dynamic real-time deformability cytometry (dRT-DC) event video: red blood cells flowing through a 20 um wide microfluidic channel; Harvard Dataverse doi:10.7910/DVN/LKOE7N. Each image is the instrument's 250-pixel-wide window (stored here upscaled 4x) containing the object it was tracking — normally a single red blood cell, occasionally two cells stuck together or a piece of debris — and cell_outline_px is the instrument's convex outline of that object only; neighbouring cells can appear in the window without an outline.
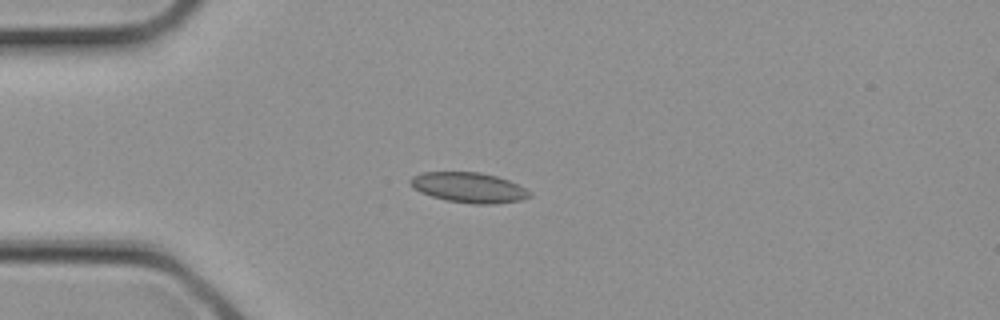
{"species": "common noctule bat (a hibernating species)", "species_latin": "Nyctalus noctula", "temperature_condition": "cold", "stored_images_in_passage": 2, "camera_frame_rate_fps": 3000, "um_per_image_px": 0.085, "animal": {"sex": "female", "body_mass_g": 21.9}, "frame": {"image": 1, "passage_image": 2, "time_ms": 0.333, "image_size_px": [1000, 320], "cell_outline_px": [[532, 196], [520, 200], [496, 204], [472, 204], [444, 200], [420, 192], [412, 188], [408, 184], [408, 180], [412, 176], [420, 172], [480, 172], [496, 176], [508, 180], [532, 192]], "centroid_in_image_um": [39.8, 15.94], "position_along_channel_um": 45.2, "area_um2": 21.21}}